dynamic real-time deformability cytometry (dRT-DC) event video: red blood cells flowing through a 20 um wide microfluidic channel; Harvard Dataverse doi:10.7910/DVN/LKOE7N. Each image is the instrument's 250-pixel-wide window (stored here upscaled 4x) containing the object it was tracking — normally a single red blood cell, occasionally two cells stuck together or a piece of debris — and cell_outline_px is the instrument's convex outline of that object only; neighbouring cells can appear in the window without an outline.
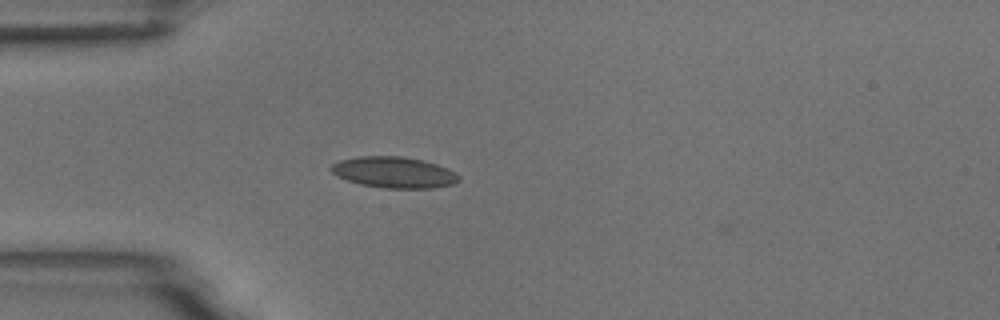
{"species": "common noctule bat (a hibernating species)", "species_latin": "Nyctalus noctula", "temperature_condition": "room temperature", "stored_images_in_passage": 1, "camera_frame_rate_fps": 3000, "um_per_image_px": 0.085, "animal": {"sex": "male", "body_mass_g": 18.8}, "frame": {"image": 1, "passage_image": 1, "time_ms": 0.0, "image_size_px": [1000, 320], "cell_outline_px": [[460, 180], [452, 184], [432, 188], [384, 188], [360, 184], [336, 176], [328, 168], [332, 164], [340, 160], [360, 156], [404, 156], [424, 160], [448, 168], [456, 172], [460, 176]], "centroid_in_image_um": [33.49, 14.64], "position_along_channel_um": 51.5, "area_um2": 23.29}}